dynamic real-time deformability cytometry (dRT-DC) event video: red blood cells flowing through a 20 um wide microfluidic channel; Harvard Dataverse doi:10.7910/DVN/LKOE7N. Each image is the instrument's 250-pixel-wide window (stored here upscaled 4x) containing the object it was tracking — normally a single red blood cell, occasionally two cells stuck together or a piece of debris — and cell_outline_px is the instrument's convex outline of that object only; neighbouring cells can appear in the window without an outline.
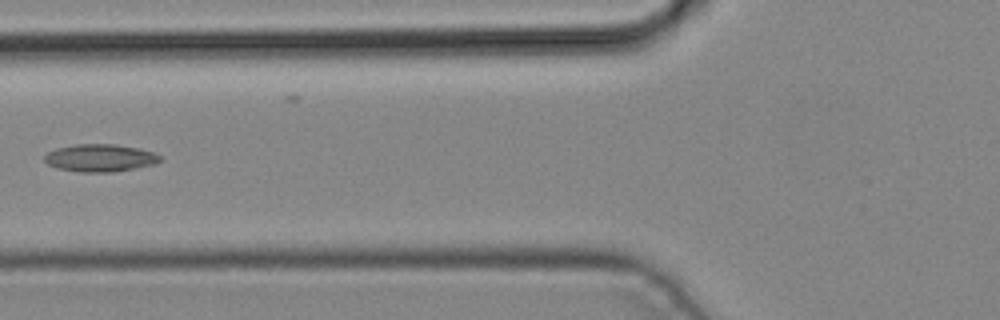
{"species": "common noctule bat (a hibernating species)", "species_latin": "Nyctalus noctula", "temperature_condition": "cold", "stored_images_in_passage": 2, "camera_frame_rate_fps": 3000, "um_per_image_px": 0.085, "animal": {"sex": "male", "body_mass_g": 19.2, "forearm_length_mm": 51.8}, "frame": {"image": 1, "passage_image": 2, "time_ms": 0.333, "image_size_px": [1000, 320], "cell_outline_px": [[160, 160], [156, 164], [112, 172], [80, 172], [56, 168], [48, 164], [44, 160], [44, 156], [48, 152], [56, 148], [76, 144], [116, 144], [140, 148], [152, 152], [160, 156]], "centroid_in_image_um": [8.49, 13.42], "position_along_channel_um": 117.3, "area_um2": 18.55}}